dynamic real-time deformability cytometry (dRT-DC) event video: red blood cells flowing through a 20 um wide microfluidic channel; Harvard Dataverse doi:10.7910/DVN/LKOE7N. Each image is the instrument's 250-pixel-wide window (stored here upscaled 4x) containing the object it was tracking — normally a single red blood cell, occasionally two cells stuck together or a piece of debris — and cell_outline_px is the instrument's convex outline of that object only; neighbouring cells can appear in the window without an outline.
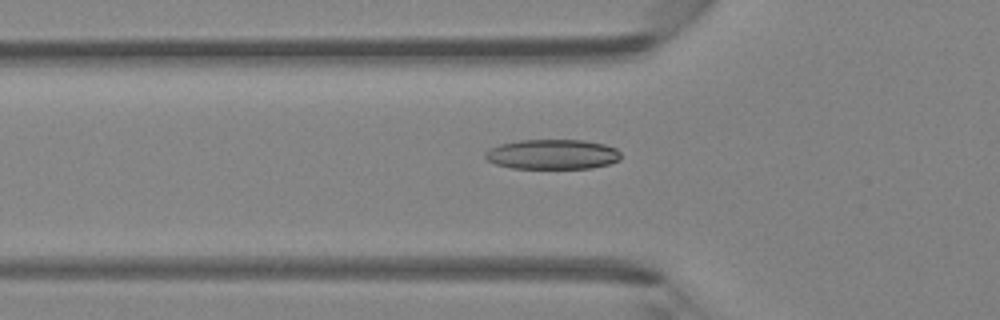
{"species": "Egyptian fruit bat (a non-hibernating species)", "species_latin": "Rousettus aegyptiacus", "temperature_condition": "room temperature", "stored_images_in_passage": 46, "camera_frame_rate_fps": 3000, "um_per_image_px": 0.085, "animal": {"sex": "female"}, "frame": {"image": 1, "passage_image": 16, "time_ms": 5.0, "image_size_px": [1000, 320], "cell_outline_px": [[620, 160], [608, 164], [592, 168], [512, 168], [496, 164], [488, 160], [484, 156], [484, 152], [488, 148], [500, 144], [520, 140], [584, 140], [604, 144], [616, 148], [620, 152]], "centroid_in_image_um": [46.95, 13.11], "position_along_channel_um": 78.9, "area_um2": 23.7}}
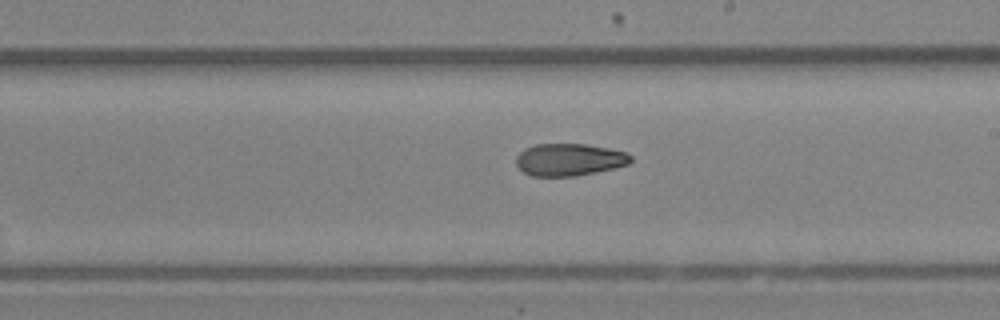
{"frame": {"image": 2, "passage_image": 27, "time_ms": 8.667, "image_size_px": [1000, 320], "cell_outline_px": [[632, 160], [628, 164], [612, 168], [576, 176], [532, 176], [524, 172], [516, 164], [516, 156], [524, 148], [536, 144], [584, 144], [608, 148], [628, 152], [632, 156]], "centroid_in_image_um": [48.38, 13.56], "position_along_channel_um": 240.6, "area_um2": 21.5}}
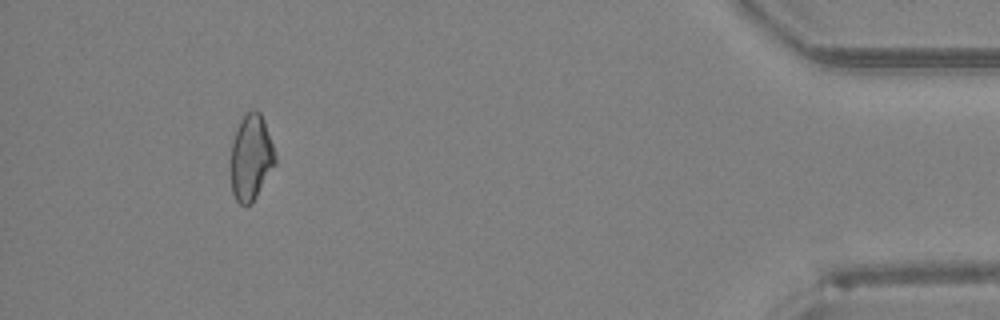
{"frame": {"image": 3, "passage_image": 43, "time_ms": 14.0, "image_size_px": [1000, 320], "cell_outline_px": [[276, 164], [256, 196], [248, 204], [240, 204], [236, 200], [232, 192], [232, 140], [236, 128], [240, 120], [252, 108], [256, 108], [260, 112], [264, 120], [276, 156]], "centroid_in_image_um": [21.35, 13.34], "position_along_channel_um": 413.9, "area_um2": 21.91}}